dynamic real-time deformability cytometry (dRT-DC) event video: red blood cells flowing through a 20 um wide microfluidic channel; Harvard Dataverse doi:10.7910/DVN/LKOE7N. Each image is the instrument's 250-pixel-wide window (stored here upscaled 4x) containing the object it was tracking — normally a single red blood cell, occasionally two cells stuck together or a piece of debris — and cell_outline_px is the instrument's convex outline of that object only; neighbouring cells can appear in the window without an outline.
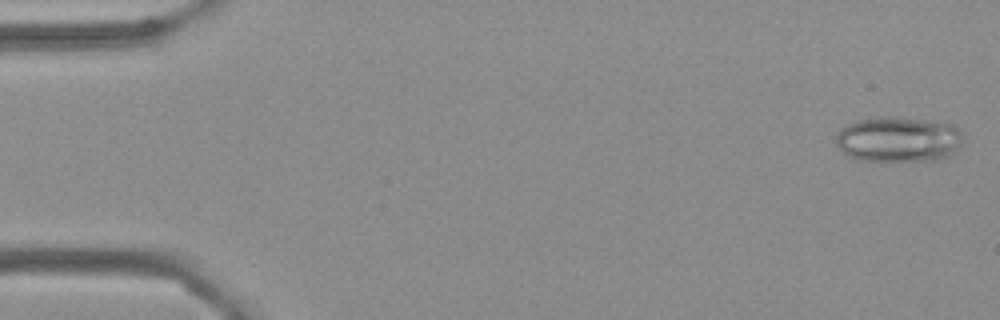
{"species": "Egyptian fruit bat (a non-hibernating species)", "species_latin": "Rousettus aegyptiacus", "temperature_condition": "cold", "stored_images_in_passage": 5, "camera_frame_rate_fps": 3000, "um_per_image_px": 0.085, "frame": {"image": 1, "passage_image": 1, "time_ms": 0.0, "image_size_px": [1000, 320], "cell_outline_px": [[960, 148], [948, 156], [940, 160], [856, 160], [848, 156], [836, 144], [836, 132], [844, 124], [856, 120], [880, 116], [896, 116], [956, 124], [960, 132]], "centroid_in_image_um": [76.33, 11.82], "position_along_channel_um": 8.7, "area_um2": 33.99}}